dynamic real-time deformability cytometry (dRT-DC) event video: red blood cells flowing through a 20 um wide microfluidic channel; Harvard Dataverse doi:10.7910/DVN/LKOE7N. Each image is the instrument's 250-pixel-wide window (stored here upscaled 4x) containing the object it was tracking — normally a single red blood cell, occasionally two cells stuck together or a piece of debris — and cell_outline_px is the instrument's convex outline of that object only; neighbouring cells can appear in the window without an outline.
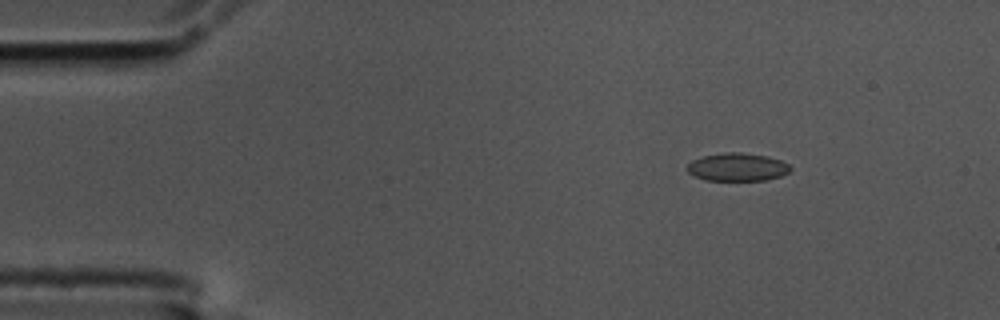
{"species": "common noctule bat (a hibernating species)", "species_latin": "Nyctalus noctula", "temperature_condition": "cold", "stored_images_in_passage": 49, "camera_frame_rate_fps": 3000, "um_per_image_px": 0.085, "animal": {"sex": "male", "body_mass_g": 17.5, "forearm_length_mm": 52.3}, "frame": {"image": 1, "passage_image": 1, "time_ms": 0.0, "image_size_px": [1000, 320], "cell_outline_px": [[792, 168], [788, 172], [780, 176], [764, 180], [704, 180], [688, 172], [688, 164], [692, 160], [704, 156], [724, 152], [740, 152], [768, 156], [780, 160], [788, 164]], "centroid_in_image_um": [62.68, 14.19], "position_along_channel_um": 22.3, "area_um2": 16.7}}
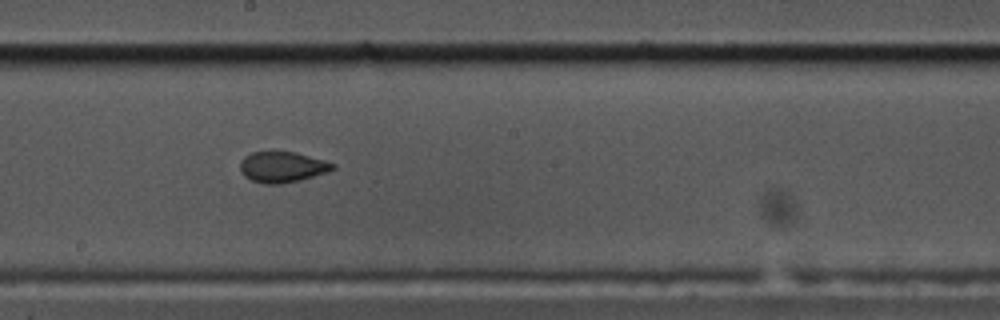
{"frame": {"image": 2, "passage_image": 24, "time_ms": 7.667, "image_size_px": [1000, 320], "cell_outline_px": [[336, 168], [328, 172], [300, 180], [280, 184], [264, 184], [252, 180], [244, 176], [240, 172], [240, 160], [244, 156], [252, 152], [296, 152], [324, 160], [336, 164]], "centroid_in_image_um": [23.99, 14.2], "position_along_channel_um": 224.2, "area_um2": 16.7}}
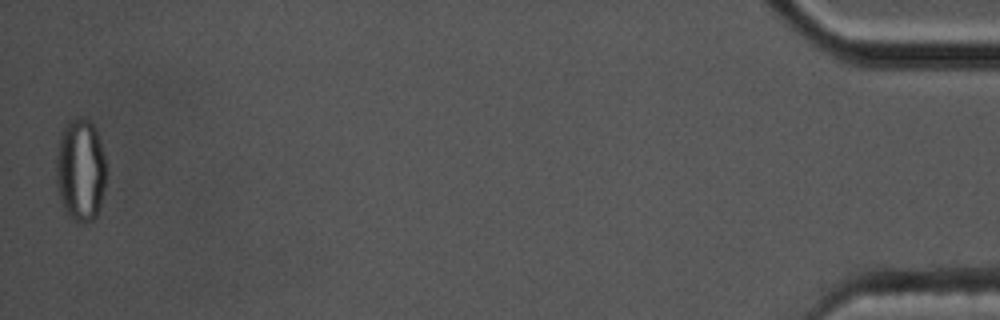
{"frame": {"image": 3, "passage_image": 49, "time_ms": 16.0, "image_size_px": [1000, 320], "cell_outline_px": [[104, 188], [100, 204], [96, 216], [92, 220], [76, 220], [68, 216], [64, 208], [56, 184], [56, 156], [60, 140], [64, 128], [68, 120], [88, 120], [92, 124], [96, 132], [104, 156]], "centroid_in_image_um": [6.82, 14.47], "position_along_channel_um": 428.4, "area_um2": 28.9}, "authors_computed_cell_mechanics": {"area_um2": 17.051, "velocity_mm_per_s": 3.5806, "shape_relaxation_time_tau1_ms": null, "shape_relaxation_time_tau2_ms": 1.0624, "deformation_change_tau1": null, "deformation_change_tau2": 0.0375}}